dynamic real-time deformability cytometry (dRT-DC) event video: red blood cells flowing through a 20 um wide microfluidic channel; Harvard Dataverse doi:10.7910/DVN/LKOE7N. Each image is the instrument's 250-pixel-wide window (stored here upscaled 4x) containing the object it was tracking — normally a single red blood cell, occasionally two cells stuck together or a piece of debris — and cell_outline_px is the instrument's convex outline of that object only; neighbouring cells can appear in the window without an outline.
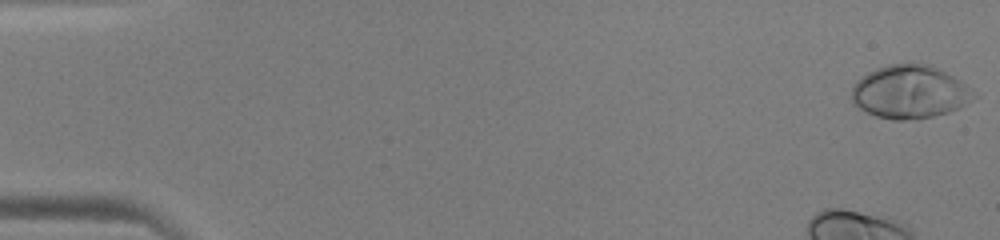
{"species": "human", "species_latin": "Homo sapiens", "temperature_condition": "warm", "stored_images_in_passage": 47, "camera_frame_rate_fps": 3000, "um_per_image_px": 0.085, "donor": {"sex": "male"}, "frame": {"image": 1, "passage_image": 1, "time_ms": 0.0, "image_size_px": [1000, 240], "cell_outline_px": [[980, 96], [960, 108], [948, 112], [932, 116], [904, 120], [892, 120], [876, 116], [852, 104], [852, 84], [856, 80], [868, 72], [876, 68], [888, 64], [928, 64], [960, 80], [972, 88]], "centroid_in_image_um": [77.35, 7.82], "position_along_channel_um": 7.7, "area_um2": 37.97}}